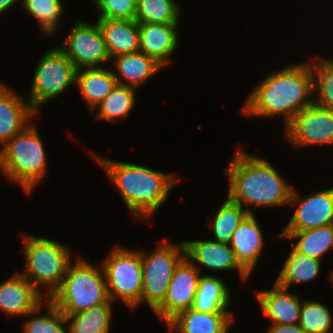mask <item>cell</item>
<instances>
[{"label": "cell", "instance_id": "obj_10", "mask_svg": "<svg viewBox=\"0 0 333 333\" xmlns=\"http://www.w3.org/2000/svg\"><path fill=\"white\" fill-rule=\"evenodd\" d=\"M61 46L58 48L76 69L100 67L111 61L97 21L94 24L83 20L76 21Z\"/></svg>", "mask_w": 333, "mask_h": 333}, {"label": "cell", "instance_id": "obj_36", "mask_svg": "<svg viewBox=\"0 0 333 333\" xmlns=\"http://www.w3.org/2000/svg\"><path fill=\"white\" fill-rule=\"evenodd\" d=\"M266 333H306L299 325L270 324Z\"/></svg>", "mask_w": 333, "mask_h": 333}, {"label": "cell", "instance_id": "obj_11", "mask_svg": "<svg viewBox=\"0 0 333 333\" xmlns=\"http://www.w3.org/2000/svg\"><path fill=\"white\" fill-rule=\"evenodd\" d=\"M284 137L293 148L333 145V111L311 104L284 127Z\"/></svg>", "mask_w": 333, "mask_h": 333}, {"label": "cell", "instance_id": "obj_19", "mask_svg": "<svg viewBox=\"0 0 333 333\" xmlns=\"http://www.w3.org/2000/svg\"><path fill=\"white\" fill-rule=\"evenodd\" d=\"M264 237L255 214H248L233 233L229 243L240 266L250 275L264 247Z\"/></svg>", "mask_w": 333, "mask_h": 333}, {"label": "cell", "instance_id": "obj_38", "mask_svg": "<svg viewBox=\"0 0 333 333\" xmlns=\"http://www.w3.org/2000/svg\"><path fill=\"white\" fill-rule=\"evenodd\" d=\"M329 277H330V280L332 281L331 284H333V269H332V272L330 273Z\"/></svg>", "mask_w": 333, "mask_h": 333}, {"label": "cell", "instance_id": "obj_6", "mask_svg": "<svg viewBox=\"0 0 333 333\" xmlns=\"http://www.w3.org/2000/svg\"><path fill=\"white\" fill-rule=\"evenodd\" d=\"M22 242L26 262L25 272L20 274L41 294L44 286L45 297L49 299L60 287L69 264L73 262L70 248L56 240L32 234L23 235Z\"/></svg>", "mask_w": 333, "mask_h": 333}, {"label": "cell", "instance_id": "obj_12", "mask_svg": "<svg viewBox=\"0 0 333 333\" xmlns=\"http://www.w3.org/2000/svg\"><path fill=\"white\" fill-rule=\"evenodd\" d=\"M201 272L185 256L176 266L163 303L153 312L167 323L179 312L192 308Z\"/></svg>", "mask_w": 333, "mask_h": 333}, {"label": "cell", "instance_id": "obj_30", "mask_svg": "<svg viewBox=\"0 0 333 333\" xmlns=\"http://www.w3.org/2000/svg\"><path fill=\"white\" fill-rule=\"evenodd\" d=\"M248 214L244 207L227 197L222 206L216 211L211 223L214 240L219 243L229 244L234 231Z\"/></svg>", "mask_w": 333, "mask_h": 333}, {"label": "cell", "instance_id": "obj_5", "mask_svg": "<svg viewBox=\"0 0 333 333\" xmlns=\"http://www.w3.org/2000/svg\"><path fill=\"white\" fill-rule=\"evenodd\" d=\"M70 263L60 287L49 300L66 317L109 300L104 271L85 258L77 257Z\"/></svg>", "mask_w": 333, "mask_h": 333}, {"label": "cell", "instance_id": "obj_33", "mask_svg": "<svg viewBox=\"0 0 333 333\" xmlns=\"http://www.w3.org/2000/svg\"><path fill=\"white\" fill-rule=\"evenodd\" d=\"M46 301V315L41 313L39 316L43 309L41 304L30 314L33 315L32 318L27 319L23 324L22 333H69L65 316L49 299Z\"/></svg>", "mask_w": 333, "mask_h": 333}, {"label": "cell", "instance_id": "obj_3", "mask_svg": "<svg viewBox=\"0 0 333 333\" xmlns=\"http://www.w3.org/2000/svg\"><path fill=\"white\" fill-rule=\"evenodd\" d=\"M92 155L116 186L127 209L135 218L149 220L167 200L174 184L179 181L172 173L103 158L96 156L94 152Z\"/></svg>", "mask_w": 333, "mask_h": 333}, {"label": "cell", "instance_id": "obj_15", "mask_svg": "<svg viewBox=\"0 0 333 333\" xmlns=\"http://www.w3.org/2000/svg\"><path fill=\"white\" fill-rule=\"evenodd\" d=\"M44 296L19 272L0 283V311L7 316H30Z\"/></svg>", "mask_w": 333, "mask_h": 333}, {"label": "cell", "instance_id": "obj_29", "mask_svg": "<svg viewBox=\"0 0 333 333\" xmlns=\"http://www.w3.org/2000/svg\"><path fill=\"white\" fill-rule=\"evenodd\" d=\"M181 7L175 0H138L135 20L138 23L179 24Z\"/></svg>", "mask_w": 333, "mask_h": 333}, {"label": "cell", "instance_id": "obj_35", "mask_svg": "<svg viewBox=\"0 0 333 333\" xmlns=\"http://www.w3.org/2000/svg\"><path fill=\"white\" fill-rule=\"evenodd\" d=\"M99 11L98 18L135 20L134 0H93Z\"/></svg>", "mask_w": 333, "mask_h": 333}, {"label": "cell", "instance_id": "obj_14", "mask_svg": "<svg viewBox=\"0 0 333 333\" xmlns=\"http://www.w3.org/2000/svg\"><path fill=\"white\" fill-rule=\"evenodd\" d=\"M185 256L198 268L205 267L210 271L239 272L241 279L246 281L250 275L238 263L234 251L229 244L215 240L184 241ZM198 264V265H197Z\"/></svg>", "mask_w": 333, "mask_h": 333}, {"label": "cell", "instance_id": "obj_8", "mask_svg": "<svg viewBox=\"0 0 333 333\" xmlns=\"http://www.w3.org/2000/svg\"><path fill=\"white\" fill-rule=\"evenodd\" d=\"M153 251L141 252L142 294L141 303L146 304L152 313L163 303L174 269L185 257L184 240L178 244L166 238Z\"/></svg>", "mask_w": 333, "mask_h": 333}, {"label": "cell", "instance_id": "obj_20", "mask_svg": "<svg viewBox=\"0 0 333 333\" xmlns=\"http://www.w3.org/2000/svg\"><path fill=\"white\" fill-rule=\"evenodd\" d=\"M233 312H199L193 308L176 314L166 324L169 332L177 333H229L235 321Z\"/></svg>", "mask_w": 333, "mask_h": 333}, {"label": "cell", "instance_id": "obj_21", "mask_svg": "<svg viewBox=\"0 0 333 333\" xmlns=\"http://www.w3.org/2000/svg\"><path fill=\"white\" fill-rule=\"evenodd\" d=\"M111 59L140 49L139 23L136 20L98 18Z\"/></svg>", "mask_w": 333, "mask_h": 333}, {"label": "cell", "instance_id": "obj_7", "mask_svg": "<svg viewBox=\"0 0 333 333\" xmlns=\"http://www.w3.org/2000/svg\"><path fill=\"white\" fill-rule=\"evenodd\" d=\"M111 301L120 299L132 311L141 305L143 287L141 252L122 245H113L100 263Z\"/></svg>", "mask_w": 333, "mask_h": 333}, {"label": "cell", "instance_id": "obj_1", "mask_svg": "<svg viewBox=\"0 0 333 333\" xmlns=\"http://www.w3.org/2000/svg\"><path fill=\"white\" fill-rule=\"evenodd\" d=\"M264 78L244 102L241 113L245 116L274 118L281 115L285 127L304 107L314 103L309 61L288 65Z\"/></svg>", "mask_w": 333, "mask_h": 333}, {"label": "cell", "instance_id": "obj_25", "mask_svg": "<svg viewBox=\"0 0 333 333\" xmlns=\"http://www.w3.org/2000/svg\"><path fill=\"white\" fill-rule=\"evenodd\" d=\"M321 263L322 260L300 253L293 247L289 257L285 259L275 283L288 289L293 284L311 282L320 275Z\"/></svg>", "mask_w": 333, "mask_h": 333}, {"label": "cell", "instance_id": "obj_22", "mask_svg": "<svg viewBox=\"0 0 333 333\" xmlns=\"http://www.w3.org/2000/svg\"><path fill=\"white\" fill-rule=\"evenodd\" d=\"M113 73L119 85L138 88L163 67L141 51L118 55L111 59ZM116 70V71H115Z\"/></svg>", "mask_w": 333, "mask_h": 333}, {"label": "cell", "instance_id": "obj_31", "mask_svg": "<svg viewBox=\"0 0 333 333\" xmlns=\"http://www.w3.org/2000/svg\"><path fill=\"white\" fill-rule=\"evenodd\" d=\"M22 8L29 13L40 26L41 34L52 35L58 32L60 20L64 13L62 0H22Z\"/></svg>", "mask_w": 333, "mask_h": 333}, {"label": "cell", "instance_id": "obj_18", "mask_svg": "<svg viewBox=\"0 0 333 333\" xmlns=\"http://www.w3.org/2000/svg\"><path fill=\"white\" fill-rule=\"evenodd\" d=\"M18 95L5 83H0V148L14 135L21 132L37 115L29 101Z\"/></svg>", "mask_w": 333, "mask_h": 333}, {"label": "cell", "instance_id": "obj_13", "mask_svg": "<svg viewBox=\"0 0 333 333\" xmlns=\"http://www.w3.org/2000/svg\"><path fill=\"white\" fill-rule=\"evenodd\" d=\"M299 198L293 188L289 204L296 206L295 212L282 231H305L333 224V188Z\"/></svg>", "mask_w": 333, "mask_h": 333}, {"label": "cell", "instance_id": "obj_17", "mask_svg": "<svg viewBox=\"0 0 333 333\" xmlns=\"http://www.w3.org/2000/svg\"><path fill=\"white\" fill-rule=\"evenodd\" d=\"M288 290L274 282L271 290L255 291L259 307L271 324L299 325L302 301Z\"/></svg>", "mask_w": 333, "mask_h": 333}, {"label": "cell", "instance_id": "obj_16", "mask_svg": "<svg viewBox=\"0 0 333 333\" xmlns=\"http://www.w3.org/2000/svg\"><path fill=\"white\" fill-rule=\"evenodd\" d=\"M178 25L139 23V51L153 58L163 68L168 66L179 45Z\"/></svg>", "mask_w": 333, "mask_h": 333}, {"label": "cell", "instance_id": "obj_9", "mask_svg": "<svg viewBox=\"0 0 333 333\" xmlns=\"http://www.w3.org/2000/svg\"><path fill=\"white\" fill-rule=\"evenodd\" d=\"M76 70L58 46L47 50L36 65L31 88L27 92L32 109L39 114L43 105L75 86Z\"/></svg>", "mask_w": 333, "mask_h": 333}, {"label": "cell", "instance_id": "obj_34", "mask_svg": "<svg viewBox=\"0 0 333 333\" xmlns=\"http://www.w3.org/2000/svg\"><path fill=\"white\" fill-rule=\"evenodd\" d=\"M331 315L330 309L325 304L312 299H303L299 326L306 333H330L333 330Z\"/></svg>", "mask_w": 333, "mask_h": 333}, {"label": "cell", "instance_id": "obj_32", "mask_svg": "<svg viewBox=\"0 0 333 333\" xmlns=\"http://www.w3.org/2000/svg\"><path fill=\"white\" fill-rule=\"evenodd\" d=\"M312 58L314 104L333 111V59Z\"/></svg>", "mask_w": 333, "mask_h": 333}, {"label": "cell", "instance_id": "obj_2", "mask_svg": "<svg viewBox=\"0 0 333 333\" xmlns=\"http://www.w3.org/2000/svg\"><path fill=\"white\" fill-rule=\"evenodd\" d=\"M223 170L229 178L227 197L245 206L249 214H254V210L246 208L248 205H253V209L289 205L293 188L265 158L237 148L233 161L228 160Z\"/></svg>", "mask_w": 333, "mask_h": 333}, {"label": "cell", "instance_id": "obj_23", "mask_svg": "<svg viewBox=\"0 0 333 333\" xmlns=\"http://www.w3.org/2000/svg\"><path fill=\"white\" fill-rule=\"evenodd\" d=\"M113 70L103 67L76 70L75 87L81 93L90 113L117 85Z\"/></svg>", "mask_w": 333, "mask_h": 333}, {"label": "cell", "instance_id": "obj_24", "mask_svg": "<svg viewBox=\"0 0 333 333\" xmlns=\"http://www.w3.org/2000/svg\"><path fill=\"white\" fill-rule=\"evenodd\" d=\"M230 289L215 275H201L192 308L199 312H230Z\"/></svg>", "mask_w": 333, "mask_h": 333}, {"label": "cell", "instance_id": "obj_26", "mask_svg": "<svg viewBox=\"0 0 333 333\" xmlns=\"http://www.w3.org/2000/svg\"><path fill=\"white\" fill-rule=\"evenodd\" d=\"M279 234L277 237L281 239L298 240L292 247L318 260L333 249V224L305 231H281Z\"/></svg>", "mask_w": 333, "mask_h": 333}, {"label": "cell", "instance_id": "obj_37", "mask_svg": "<svg viewBox=\"0 0 333 333\" xmlns=\"http://www.w3.org/2000/svg\"><path fill=\"white\" fill-rule=\"evenodd\" d=\"M19 0H0V16L2 13L7 12L11 7H13ZM22 4V0H20Z\"/></svg>", "mask_w": 333, "mask_h": 333}, {"label": "cell", "instance_id": "obj_27", "mask_svg": "<svg viewBox=\"0 0 333 333\" xmlns=\"http://www.w3.org/2000/svg\"><path fill=\"white\" fill-rule=\"evenodd\" d=\"M136 88L117 84L110 94L104 98L91 112H96V120L117 123L124 120L136 104Z\"/></svg>", "mask_w": 333, "mask_h": 333}, {"label": "cell", "instance_id": "obj_28", "mask_svg": "<svg viewBox=\"0 0 333 333\" xmlns=\"http://www.w3.org/2000/svg\"><path fill=\"white\" fill-rule=\"evenodd\" d=\"M110 299L88 310L67 315L69 333H109L112 322V305Z\"/></svg>", "mask_w": 333, "mask_h": 333}, {"label": "cell", "instance_id": "obj_4", "mask_svg": "<svg viewBox=\"0 0 333 333\" xmlns=\"http://www.w3.org/2000/svg\"><path fill=\"white\" fill-rule=\"evenodd\" d=\"M34 124H29L0 148V171L29 194L43 179L47 157Z\"/></svg>", "mask_w": 333, "mask_h": 333}]
</instances>
